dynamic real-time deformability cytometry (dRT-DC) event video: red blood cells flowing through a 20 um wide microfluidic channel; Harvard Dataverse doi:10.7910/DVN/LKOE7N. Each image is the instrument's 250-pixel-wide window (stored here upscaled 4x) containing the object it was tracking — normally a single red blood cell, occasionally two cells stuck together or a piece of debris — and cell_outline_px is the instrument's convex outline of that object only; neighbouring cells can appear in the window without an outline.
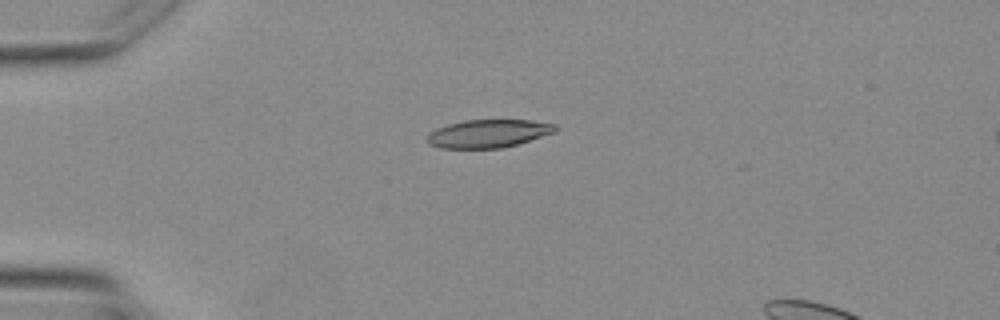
{"species": "Egyptian fruit bat (a non-hibernating species)", "species_latin": "Rousettus aegyptiacus", "temperature_condition": "warm", "stored_images_in_passage": 3, "camera_frame_rate_fps": 3000, "um_per_image_px": 0.085, "animal": {"sex": "female"}, "frame": {"image": 1, "passage_image": 1, "time_ms": 0.0, "image_size_px": [1000, 320], "cell_outline_px": [[556, 132], [516, 144], [500, 148], [440, 148], [428, 144], [428, 132], [436, 128], [448, 124], [468, 120], [528, 120], [556, 124]], "centroid_in_image_um": [41.48, 11.35], "position_along_channel_um": 43.5, "area_um2": 20.81}}